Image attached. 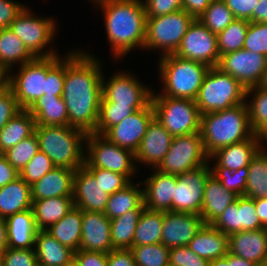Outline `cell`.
Here are the masks:
<instances>
[{
    "label": "cell",
    "mask_w": 267,
    "mask_h": 266,
    "mask_svg": "<svg viewBox=\"0 0 267 266\" xmlns=\"http://www.w3.org/2000/svg\"><path fill=\"white\" fill-rule=\"evenodd\" d=\"M262 147H267V122L255 133Z\"/></svg>",
    "instance_id": "67"
},
{
    "label": "cell",
    "mask_w": 267,
    "mask_h": 266,
    "mask_svg": "<svg viewBox=\"0 0 267 266\" xmlns=\"http://www.w3.org/2000/svg\"><path fill=\"white\" fill-rule=\"evenodd\" d=\"M209 163L200 132L174 136L169 151L156 168L160 172L179 176Z\"/></svg>",
    "instance_id": "11"
},
{
    "label": "cell",
    "mask_w": 267,
    "mask_h": 266,
    "mask_svg": "<svg viewBox=\"0 0 267 266\" xmlns=\"http://www.w3.org/2000/svg\"><path fill=\"white\" fill-rule=\"evenodd\" d=\"M5 220L9 248L29 249L35 247L36 235L39 230L35 225L32 208L15 213Z\"/></svg>",
    "instance_id": "28"
},
{
    "label": "cell",
    "mask_w": 267,
    "mask_h": 266,
    "mask_svg": "<svg viewBox=\"0 0 267 266\" xmlns=\"http://www.w3.org/2000/svg\"><path fill=\"white\" fill-rule=\"evenodd\" d=\"M53 18L36 16V13L26 5L10 24L9 29L21 39L35 57L55 56L59 55L57 54L59 52L52 49L51 42L54 43L53 40L57 36L58 25Z\"/></svg>",
    "instance_id": "7"
},
{
    "label": "cell",
    "mask_w": 267,
    "mask_h": 266,
    "mask_svg": "<svg viewBox=\"0 0 267 266\" xmlns=\"http://www.w3.org/2000/svg\"><path fill=\"white\" fill-rule=\"evenodd\" d=\"M35 120L30 112L21 109L0 130V148L5 153L21 140L28 138L34 133Z\"/></svg>",
    "instance_id": "36"
},
{
    "label": "cell",
    "mask_w": 267,
    "mask_h": 266,
    "mask_svg": "<svg viewBox=\"0 0 267 266\" xmlns=\"http://www.w3.org/2000/svg\"><path fill=\"white\" fill-rule=\"evenodd\" d=\"M31 186L20 176L0 188V217H7L32 208Z\"/></svg>",
    "instance_id": "29"
},
{
    "label": "cell",
    "mask_w": 267,
    "mask_h": 266,
    "mask_svg": "<svg viewBox=\"0 0 267 266\" xmlns=\"http://www.w3.org/2000/svg\"><path fill=\"white\" fill-rule=\"evenodd\" d=\"M155 119L174 137L200 131L201 113L193 99L152 95Z\"/></svg>",
    "instance_id": "8"
},
{
    "label": "cell",
    "mask_w": 267,
    "mask_h": 266,
    "mask_svg": "<svg viewBox=\"0 0 267 266\" xmlns=\"http://www.w3.org/2000/svg\"><path fill=\"white\" fill-rule=\"evenodd\" d=\"M209 266H230L229 265V252L222 258H217L209 262Z\"/></svg>",
    "instance_id": "68"
},
{
    "label": "cell",
    "mask_w": 267,
    "mask_h": 266,
    "mask_svg": "<svg viewBox=\"0 0 267 266\" xmlns=\"http://www.w3.org/2000/svg\"><path fill=\"white\" fill-rule=\"evenodd\" d=\"M174 54L210 68L216 67L220 60L217 34L212 33L198 19H194Z\"/></svg>",
    "instance_id": "14"
},
{
    "label": "cell",
    "mask_w": 267,
    "mask_h": 266,
    "mask_svg": "<svg viewBox=\"0 0 267 266\" xmlns=\"http://www.w3.org/2000/svg\"><path fill=\"white\" fill-rule=\"evenodd\" d=\"M146 106H122L116 103H100L95 134L103 135L110 127L121 122L136 110Z\"/></svg>",
    "instance_id": "42"
},
{
    "label": "cell",
    "mask_w": 267,
    "mask_h": 266,
    "mask_svg": "<svg viewBox=\"0 0 267 266\" xmlns=\"http://www.w3.org/2000/svg\"><path fill=\"white\" fill-rule=\"evenodd\" d=\"M211 225L226 234L227 236L239 232V209L238 197L225 211L218 216Z\"/></svg>",
    "instance_id": "52"
},
{
    "label": "cell",
    "mask_w": 267,
    "mask_h": 266,
    "mask_svg": "<svg viewBox=\"0 0 267 266\" xmlns=\"http://www.w3.org/2000/svg\"><path fill=\"white\" fill-rule=\"evenodd\" d=\"M254 204L262 227L267 229V198L254 199Z\"/></svg>",
    "instance_id": "64"
},
{
    "label": "cell",
    "mask_w": 267,
    "mask_h": 266,
    "mask_svg": "<svg viewBox=\"0 0 267 266\" xmlns=\"http://www.w3.org/2000/svg\"><path fill=\"white\" fill-rule=\"evenodd\" d=\"M112 249L110 219L103 212L82 211L79 250L108 253Z\"/></svg>",
    "instance_id": "21"
},
{
    "label": "cell",
    "mask_w": 267,
    "mask_h": 266,
    "mask_svg": "<svg viewBox=\"0 0 267 266\" xmlns=\"http://www.w3.org/2000/svg\"><path fill=\"white\" fill-rule=\"evenodd\" d=\"M204 224L197 214L163 212L161 243L169 249L187 246Z\"/></svg>",
    "instance_id": "18"
},
{
    "label": "cell",
    "mask_w": 267,
    "mask_h": 266,
    "mask_svg": "<svg viewBox=\"0 0 267 266\" xmlns=\"http://www.w3.org/2000/svg\"><path fill=\"white\" fill-rule=\"evenodd\" d=\"M64 80L65 55L46 57V86L43 96H62Z\"/></svg>",
    "instance_id": "45"
},
{
    "label": "cell",
    "mask_w": 267,
    "mask_h": 266,
    "mask_svg": "<svg viewBox=\"0 0 267 266\" xmlns=\"http://www.w3.org/2000/svg\"><path fill=\"white\" fill-rule=\"evenodd\" d=\"M8 247L6 220L0 217V251Z\"/></svg>",
    "instance_id": "65"
},
{
    "label": "cell",
    "mask_w": 267,
    "mask_h": 266,
    "mask_svg": "<svg viewBox=\"0 0 267 266\" xmlns=\"http://www.w3.org/2000/svg\"><path fill=\"white\" fill-rule=\"evenodd\" d=\"M173 136L154 118L135 151V161L157 168L169 151Z\"/></svg>",
    "instance_id": "20"
},
{
    "label": "cell",
    "mask_w": 267,
    "mask_h": 266,
    "mask_svg": "<svg viewBox=\"0 0 267 266\" xmlns=\"http://www.w3.org/2000/svg\"><path fill=\"white\" fill-rule=\"evenodd\" d=\"M108 266H137L130 249H112L107 253Z\"/></svg>",
    "instance_id": "60"
},
{
    "label": "cell",
    "mask_w": 267,
    "mask_h": 266,
    "mask_svg": "<svg viewBox=\"0 0 267 266\" xmlns=\"http://www.w3.org/2000/svg\"><path fill=\"white\" fill-rule=\"evenodd\" d=\"M137 266H169L170 249L164 244H147L130 248Z\"/></svg>",
    "instance_id": "44"
},
{
    "label": "cell",
    "mask_w": 267,
    "mask_h": 266,
    "mask_svg": "<svg viewBox=\"0 0 267 266\" xmlns=\"http://www.w3.org/2000/svg\"><path fill=\"white\" fill-rule=\"evenodd\" d=\"M147 17H158L182 9V0H142Z\"/></svg>",
    "instance_id": "56"
},
{
    "label": "cell",
    "mask_w": 267,
    "mask_h": 266,
    "mask_svg": "<svg viewBox=\"0 0 267 266\" xmlns=\"http://www.w3.org/2000/svg\"><path fill=\"white\" fill-rule=\"evenodd\" d=\"M74 207L73 197L33 200L32 210L38 230H46Z\"/></svg>",
    "instance_id": "33"
},
{
    "label": "cell",
    "mask_w": 267,
    "mask_h": 266,
    "mask_svg": "<svg viewBox=\"0 0 267 266\" xmlns=\"http://www.w3.org/2000/svg\"><path fill=\"white\" fill-rule=\"evenodd\" d=\"M154 118V109L150 102L145 108L136 110L121 122L110 127L103 136L119 147L135 153Z\"/></svg>",
    "instance_id": "17"
},
{
    "label": "cell",
    "mask_w": 267,
    "mask_h": 266,
    "mask_svg": "<svg viewBox=\"0 0 267 266\" xmlns=\"http://www.w3.org/2000/svg\"><path fill=\"white\" fill-rule=\"evenodd\" d=\"M4 155V152L0 148V158Z\"/></svg>",
    "instance_id": "73"
},
{
    "label": "cell",
    "mask_w": 267,
    "mask_h": 266,
    "mask_svg": "<svg viewBox=\"0 0 267 266\" xmlns=\"http://www.w3.org/2000/svg\"><path fill=\"white\" fill-rule=\"evenodd\" d=\"M38 151L39 142L34 132L31 136L21 140L17 145L6 151L4 156L10 165L20 172Z\"/></svg>",
    "instance_id": "46"
},
{
    "label": "cell",
    "mask_w": 267,
    "mask_h": 266,
    "mask_svg": "<svg viewBox=\"0 0 267 266\" xmlns=\"http://www.w3.org/2000/svg\"><path fill=\"white\" fill-rule=\"evenodd\" d=\"M136 208H145L143 188L141 182L132 181L124 189L109 195L104 214L112 220Z\"/></svg>",
    "instance_id": "35"
},
{
    "label": "cell",
    "mask_w": 267,
    "mask_h": 266,
    "mask_svg": "<svg viewBox=\"0 0 267 266\" xmlns=\"http://www.w3.org/2000/svg\"><path fill=\"white\" fill-rule=\"evenodd\" d=\"M248 179L244 196L267 198V147H261L248 165Z\"/></svg>",
    "instance_id": "37"
},
{
    "label": "cell",
    "mask_w": 267,
    "mask_h": 266,
    "mask_svg": "<svg viewBox=\"0 0 267 266\" xmlns=\"http://www.w3.org/2000/svg\"><path fill=\"white\" fill-rule=\"evenodd\" d=\"M74 258L80 266H108L107 253L78 250Z\"/></svg>",
    "instance_id": "59"
},
{
    "label": "cell",
    "mask_w": 267,
    "mask_h": 266,
    "mask_svg": "<svg viewBox=\"0 0 267 266\" xmlns=\"http://www.w3.org/2000/svg\"><path fill=\"white\" fill-rule=\"evenodd\" d=\"M209 69L205 64L175 54L162 56L158 61L162 91L156 94L152 91V95L195 100Z\"/></svg>",
    "instance_id": "5"
},
{
    "label": "cell",
    "mask_w": 267,
    "mask_h": 266,
    "mask_svg": "<svg viewBox=\"0 0 267 266\" xmlns=\"http://www.w3.org/2000/svg\"><path fill=\"white\" fill-rule=\"evenodd\" d=\"M236 19L252 22L253 10L259 0H224Z\"/></svg>",
    "instance_id": "58"
},
{
    "label": "cell",
    "mask_w": 267,
    "mask_h": 266,
    "mask_svg": "<svg viewBox=\"0 0 267 266\" xmlns=\"http://www.w3.org/2000/svg\"><path fill=\"white\" fill-rule=\"evenodd\" d=\"M243 49L267 57V23H249Z\"/></svg>",
    "instance_id": "49"
},
{
    "label": "cell",
    "mask_w": 267,
    "mask_h": 266,
    "mask_svg": "<svg viewBox=\"0 0 267 266\" xmlns=\"http://www.w3.org/2000/svg\"><path fill=\"white\" fill-rule=\"evenodd\" d=\"M245 103L251 128L256 133L267 122V92L257 86L250 87L246 89Z\"/></svg>",
    "instance_id": "43"
},
{
    "label": "cell",
    "mask_w": 267,
    "mask_h": 266,
    "mask_svg": "<svg viewBox=\"0 0 267 266\" xmlns=\"http://www.w3.org/2000/svg\"><path fill=\"white\" fill-rule=\"evenodd\" d=\"M25 6L14 0H0V29L9 28Z\"/></svg>",
    "instance_id": "57"
},
{
    "label": "cell",
    "mask_w": 267,
    "mask_h": 266,
    "mask_svg": "<svg viewBox=\"0 0 267 266\" xmlns=\"http://www.w3.org/2000/svg\"><path fill=\"white\" fill-rule=\"evenodd\" d=\"M211 163L176 176L172 212L200 215L207 178L212 174Z\"/></svg>",
    "instance_id": "15"
},
{
    "label": "cell",
    "mask_w": 267,
    "mask_h": 266,
    "mask_svg": "<svg viewBox=\"0 0 267 266\" xmlns=\"http://www.w3.org/2000/svg\"><path fill=\"white\" fill-rule=\"evenodd\" d=\"M239 232L263 228L256 213L254 199L238 196Z\"/></svg>",
    "instance_id": "51"
},
{
    "label": "cell",
    "mask_w": 267,
    "mask_h": 266,
    "mask_svg": "<svg viewBox=\"0 0 267 266\" xmlns=\"http://www.w3.org/2000/svg\"><path fill=\"white\" fill-rule=\"evenodd\" d=\"M211 172L227 190L238 196H244L249 175L248 167H242L235 171L228 168H211Z\"/></svg>",
    "instance_id": "47"
},
{
    "label": "cell",
    "mask_w": 267,
    "mask_h": 266,
    "mask_svg": "<svg viewBox=\"0 0 267 266\" xmlns=\"http://www.w3.org/2000/svg\"><path fill=\"white\" fill-rule=\"evenodd\" d=\"M228 252L257 266L267 265V229L247 230L229 235Z\"/></svg>",
    "instance_id": "23"
},
{
    "label": "cell",
    "mask_w": 267,
    "mask_h": 266,
    "mask_svg": "<svg viewBox=\"0 0 267 266\" xmlns=\"http://www.w3.org/2000/svg\"><path fill=\"white\" fill-rule=\"evenodd\" d=\"M102 11L107 40L115 62L134 49L144 50L146 37L145 7L142 0H90Z\"/></svg>",
    "instance_id": "2"
},
{
    "label": "cell",
    "mask_w": 267,
    "mask_h": 266,
    "mask_svg": "<svg viewBox=\"0 0 267 266\" xmlns=\"http://www.w3.org/2000/svg\"><path fill=\"white\" fill-rule=\"evenodd\" d=\"M229 265L230 266H257L251 261H247L242 257L229 253Z\"/></svg>",
    "instance_id": "66"
},
{
    "label": "cell",
    "mask_w": 267,
    "mask_h": 266,
    "mask_svg": "<svg viewBox=\"0 0 267 266\" xmlns=\"http://www.w3.org/2000/svg\"><path fill=\"white\" fill-rule=\"evenodd\" d=\"M82 210L76 206L46 231L62 245L77 252L81 240Z\"/></svg>",
    "instance_id": "34"
},
{
    "label": "cell",
    "mask_w": 267,
    "mask_h": 266,
    "mask_svg": "<svg viewBox=\"0 0 267 266\" xmlns=\"http://www.w3.org/2000/svg\"><path fill=\"white\" fill-rule=\"evenodd\" d=\"M187 247L210 262L228 253V236L211 224H204Z\"/></svg>",
    "instance_id": "27"
},
{
    "label": "cell",
    "mask_w": 267,
    "mask_h": 266,
    "mask_svg": "<svg viewBox=\"0 0 267 266\" xmlns=\"http://www.w3.org/2000/svg\"><path fill=\"white\" fill-rule=\"evenodd\" d=\"M109 194L94 175L83 165L75 170L73 186L74 206L82 211L103 212L107 206Z\"/></svg>",
    "instance_id": "19"
},
{
    "label": "cell",
    "mask_w": 267,
    "mask_h": 266,
    "mask_svg": "<svg viewBox=\"0 0 267 266\" xmlns=\"http://www.w3.org/2000/svg\"><path fill=\"white\" fill-rule=\"evenodd\" d=\"M2 266H39L34 248L7 247L3 252Z\"/></svg>",
    "instance_id": "53"
},
{
    "label": "cell",
    "mask_w": 267,
    "mask_h": 266,
    "mask_svg": "<svg viewBox=\"0 0 267 266\" xmlns=\"http://www.w3.org/2000/svg\"><path fill=\"white\" fill-rule=\"evenodd\" d=\"M212 33L225 30L236 18L224 0H212L205 12L197 18Z\"/></svg>",
    "instance_id": "41"
},
{
    "label": "cell",
    "mask_w": 267,
    "mask_h": 266,
    "mask_svg": "<svg viewBox=\"0 0 267 266\" xmlns=\"http://www.w3.org/2000/svg\"><path fill=\"white\" fill-rule=\"evenodd\" d=\"M64 266H80L78 261L73 257L67 264Z\"/></svg>",
    "instance_id": "71"
},
{
    "label": "cell",
    "mask_w": 267,
    "mask_h": 266,
    "mask_svg": "<svg viewBox=\"0 0 267 266\" xmlns=\"http://www.w3.org/2000/svg\"><path fill=\"white\" fill-rule=\"evenodd\" d=\"M34 250L41 266H64L74 257L72 249L62 245L46 230L37 232Z\"/></svg>",
    "instance_id": "30"
},
{
    "label": "cell",
    "mask_w": 267,
    "mask_h": 266,
    "mask_svg": "<svg viewBox=\"0 0 267 266\" xmlns=\"http://www.w3.org/2000/svg\"><path fill=\"white\" fill-rule=\"evenodd\" d=\"M151 174L141 181L144 206L148 210L172 212V200L176 185V175L160 172L152 168Z\"/></svg>",
    "instance_id": "22"
},
{
    "label": "cell",
    "mask_w": 267,
    "mask_h": 266,
    "mask_svg": "<svg viewBox=\"0 0 267 266\" xmlns=\"http://www.w3.org/2000/svg\"><path fill=\"white\" fill-rule=\"evenodd\" d=\"M199 132L209 156L219 148L243 142L255 134L246 103L201 115Z\"/></svg>",
    "instance_id": "3"
},
{
    "label": "cell",
    "mask_w": 267,
    "mask_h": 266,
    "mask_svg": "<svg viewBox=\"0 0 267 266\" xmlns=\"http://www.w3.org/2000/svg\"><path fill=\"white\" fill-rule=\"evenodd\" d=\"M169 266H209V261L201 258L187 246L170 248Z\"/></svg>",
    "instance_id": "54"
},
{
    "label": "cell",
    "mask_w": 267,
    "mask_h": 266,
    "mask_svg": "<svg viewBox=\"0 0 267 266\" xmlns=\"http://www.w3.org/2000/svg\"><path fill=\"white\" fill-rule=\"evenodd\" d=\"M20 110L21 108L17 103V99L14 96L13 91L5 85L0 90V130Z\"/></svg>",
    "instance_id": "55"
},
{
    "label": "cell",
    "mask_w": 267,
    "mask_h": 266,
    "mask_svg": "<svg viewBox=\"0 0 267 266\" xmlns=\"http://www.w3.org/2000/svg\"><path fill=\"white\" fill-rule=\"evenodd\" d=\"M3 252H4V251H0V266H2V257H3Z\"/></svg>",
    "instance_id": "72"
},
{
    "label": "cell",
    "mask_w": 267,
    "mask_h": 266,
    "mask_svg": "<svg viewBox=\"0 0 267 266\" xmlns=\"http://www.w3.org/2000/svg\"><path fill=\"white\" fill-rule=\"evenodd\" d=\"M261 147L259 139L254 134L243 142L219 148L209 156V163L215 161L211 168L239 170L242 167H248L252 157Z\"/></svg>",
    "instance_id": "25"
},
{
    "label": "cell",
    "mask_w": 267,
    "mask_h": 266,
    "mask_svg": "<svg viewBox=\"0 0 267 266\" xmlns=\"http://www.w3.org/2000/svg\"><path fill=\"white\" fill-rule=\"evenodd\" d=\"M163 212L144 208L135 229L133 246L161 243Z\"/></svg>",
    "instance_id": "39"
},
{
    "label": "cell",
    "mask_w": 267,
    "mask_h": 266,
    "mask_svg": "<svg viewBox=\"0 0 267 266\" xmlns=\"http://www.w3.org/2000/svg\"><path fill=\"white\" fill-rule=\"evenodd\" d=\"M15 73H7L6 85L13 91L21 109H28L45 94L46 57H36L21 66Z\"/></svg>",
    "instance_id": "12"
},
{
    "label": "cell",
    "mask_w": 267,
    "mask_h": 266,
    "mask_svg": "<svg viewBox=\"0 0 267 266\" xmlns=\"http://www.w3.org/2000/svg\"><path fill=\"white\" fill-rule=\"evenodd\" d=\"M74 49L65 53L62 98L68 125L86 134L95 133L102 98L103 62L89 51Z\"/></svg>",
    "instance_id": "1"
},
{
    "label": "cell",
    "mask_w": 267,
    "mask_h": 266,
    "mask_svg": "<svg viewBox=\"0 0 267 266\" xmlns=\"http://www.w3.org/2000/svg\"><path fill=\"white\" fill-rule=\"evenodd\" d=\"M134 152L110 142L103 135L89 133L85 139L86 168H101L131 178L139 171Z\"/></svg>",
    "instance_id": "9"
},
{
    "label": "cell",
    "mask_w": 267,
    "mask_h": 266,
    "mask_svg": "<svg viewBox=\"0 0 267 266\" xmlns=\"http://www.w3.org/2000/svg\"><path fill=\"white\" fill-rule=\"evenodd\" d=\"M252 22L267 23V0H259L253 10Z\"/></svg>",
    "instance_id": "63"
},
{
    "label": "cell",
    "mask_w": 267,
    "mask_h": 266,
    "mask_svg": "<svg viewBox=\"0 0 267 266\" xmlns=\"http://www.w3.org/2000/svg\"><path fill=\"white\" fill-rule=\"evenodd\" d=\"M54 167L52 160L44 152L39 150L19 172V176L31 186Z\"/></svg>",
    "instance_id": "48"
},
{
    "label": "cell",
    "mask_w": 267,
    "mask_h": 266,
    "mask_svg": "<svg viewBox=\"0 0 267 266\" xmlns=\"http://www.w3.org/2000/svg\"><path fill=\"white\" fill-rule=\"evenodd\" d=\"M144 208H136L110 220V234L113 249H130L139 217Z\"/></svg>",
    "instance_id": "38"
},
{
    "label": "cell",
    "mask_w": 267,
    "mask_h": 266,
    "mask_svg": "<svg viewBox=\"0 0 267 266\" xmlns=\"http://www.w3.org/2000/svg\"><path fill=\"white\" fill-rule=\"evenodd\" d=\"M36 57L9 28L0 29V68L7 74Z\"/></svg>",
    "instance_id": "31"
},
{
    "label": "cell",
    "mask_w": 267,
    "mask_h": 266,
    "mask_svg": "<svg viewBox=\"0 0 267 266\" xmlns=\"http://www.w3.org/2000/svg\"><path fill=\"white\" fill-rule=\"evenodd\" d=\"M35 125H68V114L62 96H41L28 109Z\"/></svg>",
    "instance_id": "32"
},
{
    "label": "cell",
    "mask_w": 267,
    "mask_h": 266,
    "mask_svg": "<svg viewBox=\"0 0 267 266\" xmlns=\"http://www.w3.org/2000/svg\"><path fill=\"white\" fill-rule=\"evenodd\" d=\"M266 65L265 55L239 49L221 55L217 67L236 78L245 89H248L259 84Z\"/></svg>",
    "instance_id": "16"
},
{
    "label": "cell",
    "mask_w": 267,
    "mask_h": 266,
    "mask_svg": "<svg viewBox=\"0 0 267 266\" xmlns=\"http://www.w3.org/2000/svg\"><path fill=\"white\" fill-rule=\"evenodd\" d=\"M19 177V172L10 165L6 157L0 158V188Z\"/></svg>",
    "instance_id": "62"
},
{
    "label": "cell",
    "mask_w": 267,
    "mask_h": 266,
    "mask_svg": "<svg viewBox=\"0 0 267 266\" xmlns=\"http://www.w3.org/2000/svg\"><path fill=\"white\" fill-rule=\"evenodd\" d=\"M194 18L184 9L158 17H147L144 50H159V57L174 54Z\"/></svg>",
    "instance_id": "10"
},
{
    "label": "cell",
    "mask_w": 267,
    "mask_h": 266,
    "mask_svg": "<svg viewBox=\"0 0 267 266\" xmlns=\"http://www.w3.org/2000/svg\"><path fill=\"white\" fill-rule=\"evenodd\" d=\"M7 74L0 68V90L6 85Z\"/></svg>",
    "instance_id": "70"
},
{
    "label": "cell",
    "mask_w": 267,
    "mask_h": 266,
    "mask_svg": "<svg viewBox=\"0 0 267 266\" xmlns=\"http://www.w3.org/2000/svg\"><path fill=\"white\" fill-rule=\"evenodd\" d=\"M75 170L54 167L31 185L32 200L73 197Z\"/></svg>",
    "instance_id": "24"
},
{
    "label": "cell",
    "mask_w": 267,
    "mask_h": 266,
    "mask_svg": "<svg viewBox=\"0 0 267 266\" xmlns=\"http://www.w3.org/2000/svg\"><path fill=\"white\" fill-rule=\"evenodd\" d=\"M246 89L220 68L211 67L199 89L196 105L202 115L245 103Z\"/></svg>",
    "instance_id": "6"
},
{
    "label": "cell",
    "mask_w": 267,
    "mask_h": 266,
    "mask_svg": "<svg viewBox=\"0 0 267 266\" xmlns=\"http://www.w3.org/2000/svg\"><path fill=\"white\" fill-rule=\"evenodd\" d=\"M39 150L44 152L55 167L76 170L85 163V139L87 134L69 125H35Z\"/></svg>",
    "instance_id": "4"
},
{
    "label": "cell",
    "mask_w": 267,
    "mask_h": 266,
    "mask_svg": "<svg viewBox=\"0 0 267 266\" xmlns=\"http://www.w3.org/2000/svg\"><path fill=\"white\" fill-rule=\"evenodd\" d=\"M99 182L104 192L111 195L116 191L124 189L131 181L125 176L117 172L101 168H87Z\"/></svg>",
    "instance_id": "50"
},
{
    "label": "cell",
    "mask_w": 267,
    "mask_h": 266,
    "mask_svg": "<svg viewBox=\"0 0 267 266\" xmlns=\"http://www.w3.org/2000/svg\"><path fill=\"white\" fill-rule=\"evenodd\" d=\"M211 2L212 0H182V9L197 19L205 12Z\"/></svg>",
    "instance_id": "61"
},
{
    "label": "cell",
    "mask_w": 267,
    "mask_h": 266,
    "mask_svg": "<svg viewBox=\"0 0 267 266\" xmlns=\"http://www.w3.org/2000/svg\"><path fill=\"white\" fill-rule=\"evenodd\" d=\"M237 197L238 195L223 187L221 182L211 174L205 183L200 217L205 224H211L231 203L236 201Z\"/></svg>",
    "instance_id": "26"
},
{
    "label": "cell",
    "mask_w": 267,
    "mask_h": 266,
    "mask_svg": "<svg viewBox=\"0 0 267 266\" xmlns=\"http://www.w3.org/2000/svg\"><path fill=\"white\" fill-rule=\"evenodd\" d=\"M257 87L267 92V65L265 70L263 71L261 81L259 82Z\"/></svg>",
    "instance_id": "69"
},
{
    "label": "cell",
    "mask_w": 267,
    "mask_h": 266,
    "mask_svg": "<svg viewBox=\"0 0 267 266\" xmlns=\"http://www.w3.org/2000/svg\"><path fill=\"white\" fill-rule=\"evenodd\" d=\"M133 72L119 70L108 79L102 77L100 103H116L122 106H147L151 102L153 89L135 77ZM105 78V79H104Z\"/></svg>",
    "instance_id": "13"
},
{
    "label": "cell",
    "mask_w": 267,
    "mask_h": 266,
    "mask_svg": "<svg viewBox=\"0 0 267 266\" xmlns=\"http://www.w3.org/2000/svg\"><path fill=\"white\" fill-rule=\"evenodd\" d=\"M249 23L246 19H235L225 30L217 34L220 56L243 49Z\"/></svg>",
    "instance_id": "40"
}]
</instances>
